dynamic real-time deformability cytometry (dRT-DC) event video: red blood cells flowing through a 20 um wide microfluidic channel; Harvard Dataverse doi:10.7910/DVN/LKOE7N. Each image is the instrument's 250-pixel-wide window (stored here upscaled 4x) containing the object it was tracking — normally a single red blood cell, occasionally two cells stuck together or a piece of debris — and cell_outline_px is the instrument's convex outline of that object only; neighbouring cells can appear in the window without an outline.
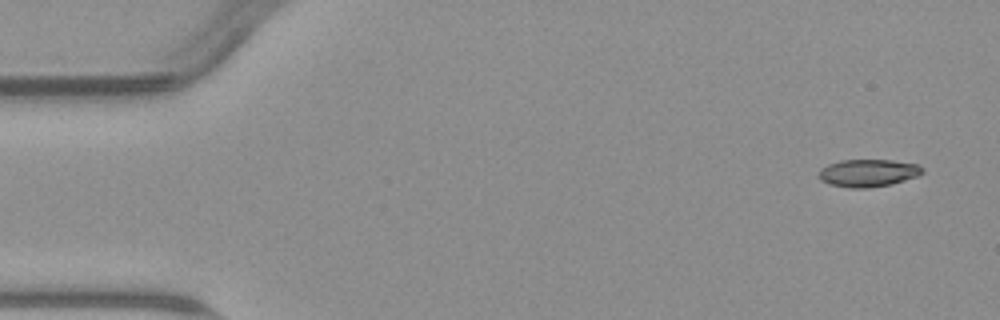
{"species": "common noctule bat (a hibernating species)", "species_latin": "Nyctalus noctula", "temperature_condition": "warm", "stored_images_in_passage": 4, "camera_frame_rate_fps": 3000, "um_per_image_px": 0.085, "animal": {"sex": "male", "body_mass_g": 23.1, "forearm_length_mm": 52.7}, "frame": {"image": 1, "passage_image": 1, "time_ms": 0.0, "image_size_px": [1000, 320], "cell_outline_px": [[924, 172], [916, 176], [892, 184], [868, 188], [848, 188], [828, 184], [820, 180], [820, 168], [828, 164], [840, 160], [892, 160], [916, 164], [924, 168]], "centroid_in_image_um": [73.77, 14.7], "position_along_channel_um": 11.2, "area_um2": 16.65}}
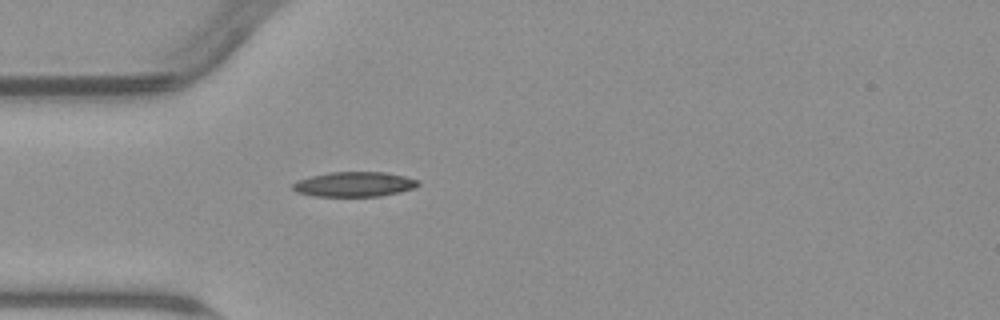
{"frame": {"image": 2, "passage_image": 4, "time_ms": 4.333, "image_size_px": [1000, 320], "cell_outline_px": [[420, 184], [412, 188], [400, 192], [380, 196], [316, 196], [296, 192], [292, 188], [292, 184], [296, 180], [328, 172], [388, 172], [420, 180]], "centroid_in_image_um": [30.11, 15.65], "position_along_channel_um": 54.9, "area_um2": 18.21}}